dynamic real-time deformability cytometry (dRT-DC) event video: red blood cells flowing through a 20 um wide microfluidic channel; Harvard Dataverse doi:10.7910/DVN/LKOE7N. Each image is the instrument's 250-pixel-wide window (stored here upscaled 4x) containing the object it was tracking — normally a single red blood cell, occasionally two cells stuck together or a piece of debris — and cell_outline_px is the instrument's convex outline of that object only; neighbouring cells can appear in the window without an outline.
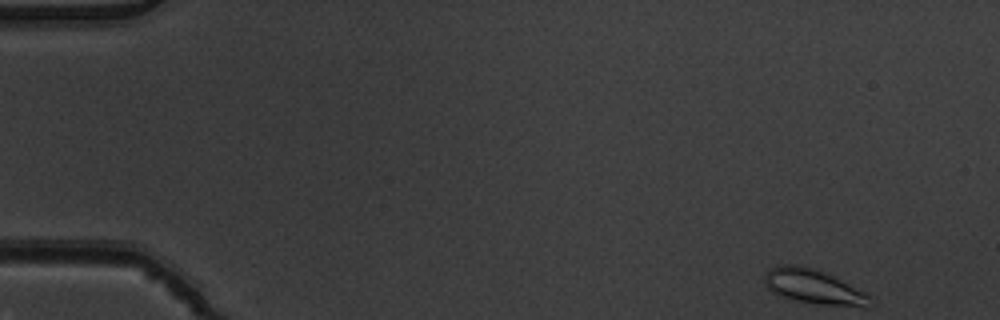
{"species": "common noctule bat (a hibernating species)", "species_latin": "Nyctalus noctula", "temperature_condition": "warm", "stored_images_in_passage": 4, "camera_frame_rate_fps": 3000, "um_per_image_px": 0.085, "animal": {"sex": "male", "body_mass_g": 19.5, "forearm_length_mm": 54.6}, "frame": {"image": 1, "passage_image": 1, "time_ms": 0.0, "image_size_px": [1000, 320], "cell_outline_px": [[872, 296], [860, 304], [816, 304], [788, 300], [776, 296], [764, 284], [764, 272], [768, 268], [780, 264], [796, 264], [816, 268]], "centroid_in_image_um": [68.9, 24.31], "position_along_channel_um": 16.1, "area_um2": 20.81}}
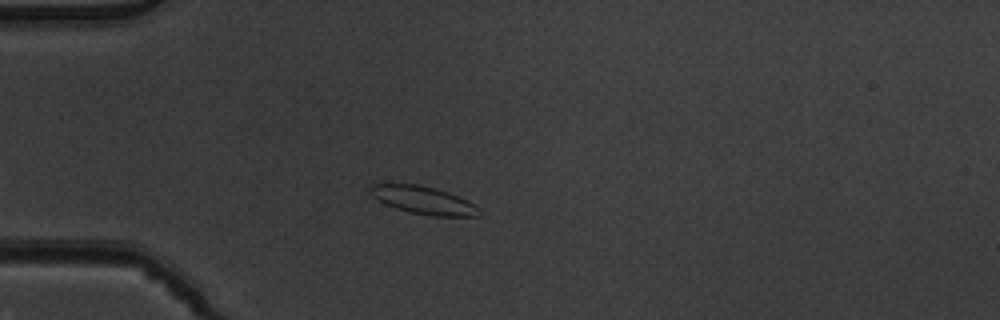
{"frame": {"image": 2, "passage_image": 4, "time_ms": 1.0, "image_size_px": [1000, 320], "cell_outline_px": [[480, 216], [432, 216], [412, 212], [396, 208], [372, 196], [368, 192], [372, 184], [416, 184], [436, 188], [448, 192], [480, 208]], "centroid_in_image_um": [35.99, 17.01], "position_along_channel_um": 49.0, "area_um2": 17.22}}